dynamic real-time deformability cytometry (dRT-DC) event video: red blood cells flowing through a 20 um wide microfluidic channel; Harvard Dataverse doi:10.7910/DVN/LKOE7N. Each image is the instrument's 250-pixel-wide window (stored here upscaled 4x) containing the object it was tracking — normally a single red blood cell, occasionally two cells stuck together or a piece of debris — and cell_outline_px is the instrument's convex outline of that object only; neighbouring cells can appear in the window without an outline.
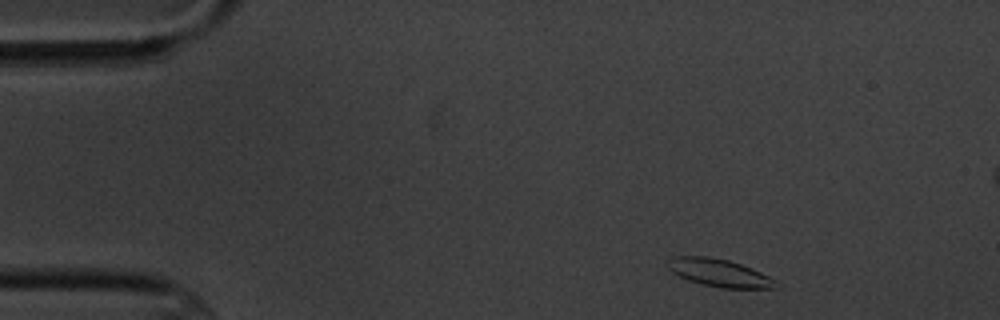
{"species": "common noctule bat (a hibernating species)", "species_latin": "Nyctalus noctula", "temperature_condition": "cold", "stored_images_in_passage": 4, "segment_of_instrument_passage": [1, 2], "camera_frame_rate_fps": 3000, "um_per_image_px": 0.085, "animal": {"sex": "male", "body_mass_g": 20.1, "forearm_length_mm": 53.5}, "frame": {"image": 1, "passage_image": 1, "time_ms": 0.0, "image_size_px": [1000, 320], "cell_outline_px": [[780, 288], [720, 288], [688, 280], [672, 272], [668, 268], [668, 260], [672, 256], [708, 256], [728, 260], [752, 268], [776, 280]], "centroid_in_image_um": [61.15, 23.19], "position_along_channel_um": 23.9, "area_um2": 17.4}}
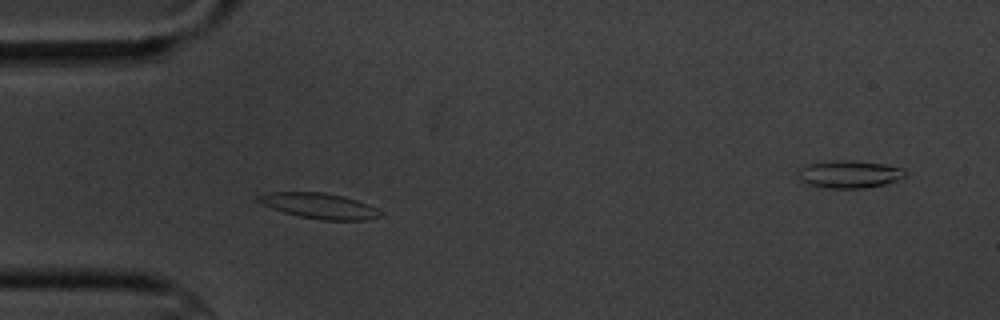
{"frame": {"image": 2, "passage_image": 3, "time_ms": 3.0, "image_size_px": [1000, 320], "cell_outline_px": [[384, 216], [364, 220], [324, 220], [300, 216], [284, 212], [260, 204], [256, 200], [256, 196], [268, 192], [324, 192], [344, 196], [368, 204], [384, 212]], "centroid_in_image_um": [27.16, 17.49], "position_along_channel_um": 57.8, "area_um2": 18.26}}